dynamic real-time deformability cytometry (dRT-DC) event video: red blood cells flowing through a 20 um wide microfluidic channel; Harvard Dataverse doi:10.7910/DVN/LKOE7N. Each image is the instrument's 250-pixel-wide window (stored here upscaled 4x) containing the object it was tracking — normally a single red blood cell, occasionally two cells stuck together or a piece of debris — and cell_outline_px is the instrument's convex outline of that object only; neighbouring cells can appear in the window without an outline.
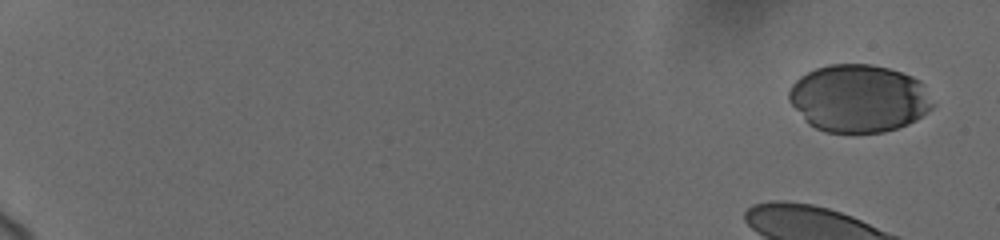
{"species": "human", "species_latin": "Homo sapiens", "temperature_condition": "cold", "stored_images_in_passage": 11, "camera_frame_rate_fps": 3000, "um_per_image_px": 0.085, "donor": {"sex": "female"}, "frame": {"image": 1, "passage_image": 1, "time_ms": 0.0, "image_size_px": [1000, 240], "cell_outline_px": [[936, 104], [932, 108], [916, 120], [908, 124], [884, 132], [824, 132], [808, 124], [804, 120], [788, 100], [788, 92], [792, 84], [800, 76], [816, 68], [828, 64], [872, 64], [888, 68], [912, 76], [920, 80], [924, 84]], "centroid_in_image_um": [73.01, 8.36], "position_along_channel_um": 12.0, "area_um2": 57.05}}